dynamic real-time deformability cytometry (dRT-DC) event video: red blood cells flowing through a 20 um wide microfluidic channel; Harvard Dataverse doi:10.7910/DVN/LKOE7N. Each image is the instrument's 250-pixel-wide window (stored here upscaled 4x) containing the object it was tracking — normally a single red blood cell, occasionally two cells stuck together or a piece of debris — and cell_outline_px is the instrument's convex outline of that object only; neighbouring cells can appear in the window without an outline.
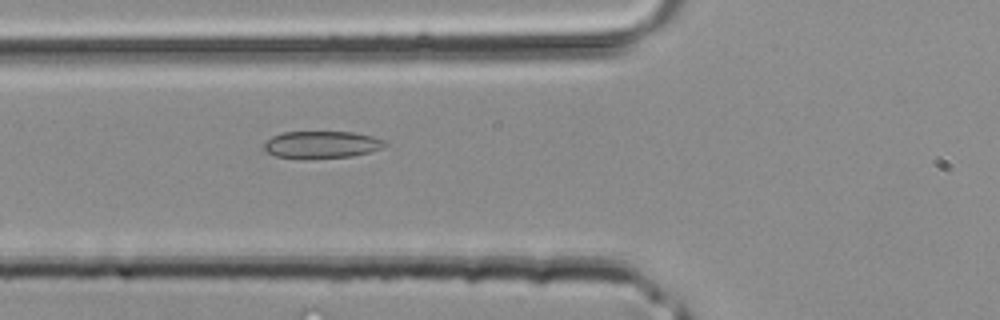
{"species": "common noctule bat (a hibernating species)", "species_latin": "Nyctalus noctula", "temperature_condition": "room temperature", "stored_images_in_passage": 26, "camera_frame_rate_fps": 3000, "um_per_image_px": 0.085, "animal": {"sex": "male", "body_mass_g": 20.4}, "frame": {"image": 1, "passage_image": 6, "time_ms": 1.667, "image_size_px": [1000, 320], "cell_outline_px": [[388, 144], [380, 148], [368, 152], [352, 156], [276, 156], [268, 152], [264, 148], [264, 144], [272, 136], [284, 132], [352, 132], [372, 136], [384, 140]], "centroid_in_image_um": [27.38, 12.25], "position_along_channel_um": 98.4, "area_um2": 18.15}}
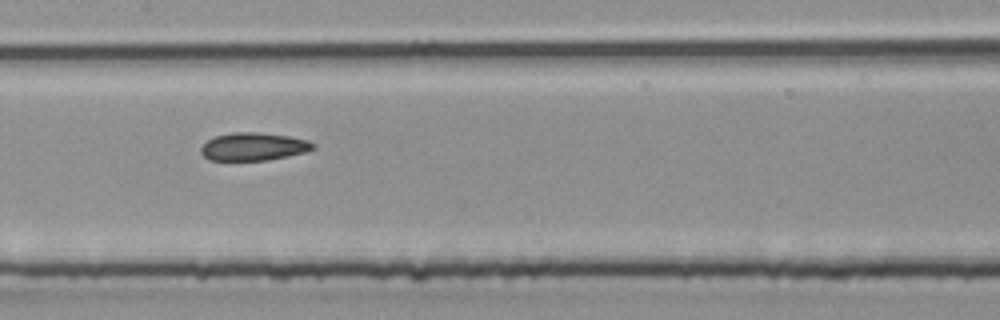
{"frame": {"image": 2, "passage_image": 11, "time_ms": 3.333, "image_size_px": [1000, 320], "cell_outline_px": [[316, 148], [304, 152], [288, 156], [268, 160], [208, 160], [200, 152], [200, 148], [208, 140], [216, 136], [232, 132], [260, 132], [288, 136], [308, 140], [316, 144]], "centroid_in_image_um": [21.56, 12.46], "position_along_channel_um": 185.8, "area_um2": 18.26}}
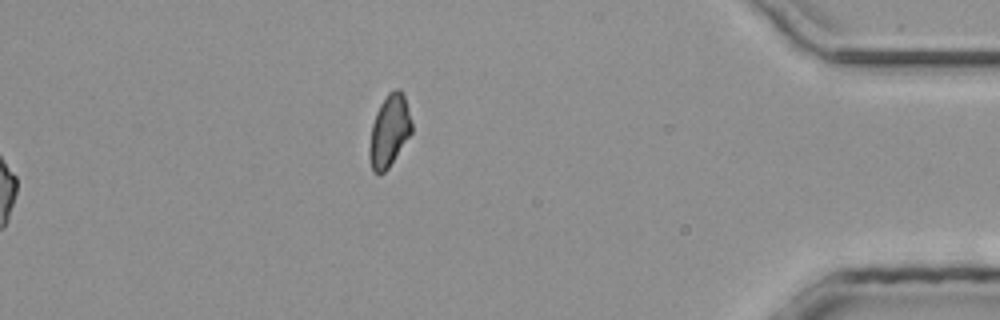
{"frame": {"image": 3, "passage_image": 26, "time_ms": 8.333, "image_size_px": [1000, 320], "cell_outline_px": [[412, 132], [388, 168], [384, 172], [372, 172], [368, 156], [368, 148], [372, 124], [376, 112], [380, 104], [388, 92], [396, 88], [400, 88], [404, 96], [412, 120]], "centroid_in_image_um": [33.07, 11.11], "position_along_channel_um": 402.1, "area_um2": 17.8}}